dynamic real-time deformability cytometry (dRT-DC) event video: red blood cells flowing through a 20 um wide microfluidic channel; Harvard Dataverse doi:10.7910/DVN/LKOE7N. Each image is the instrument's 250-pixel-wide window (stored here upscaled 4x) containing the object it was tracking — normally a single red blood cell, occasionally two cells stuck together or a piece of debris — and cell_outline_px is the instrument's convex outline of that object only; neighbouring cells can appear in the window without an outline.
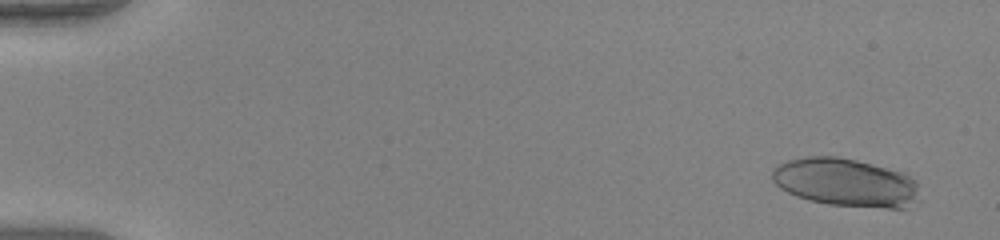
{"species": "human", "species_latin": "Homo sapiens", "temperature_condition": "warm", "stored_images_in_passage": 52, "camera_frame_rate_fps": 3000, "um_per_image_px": 0.085, "donor": {"sex": "female"}, "frame": {"image": 1, "passage_image": 3, "time_ms": 0.667, "image_size_px": [1000, 240], "cell_outline_px": [[920, 200], [904, 208], [884, 208], [828, 204], [808, 200], [796, 196], [780, 188], [772, 180], [772, 168], [776, 164], [788, 160], [804, 156], [836, 156], [856, 160], [904, 172], [916, 184]], "centroid_in_image_um": [71.85, 15.5], "position_along_channel_um": 13.2, "area_um2": 41.62}}
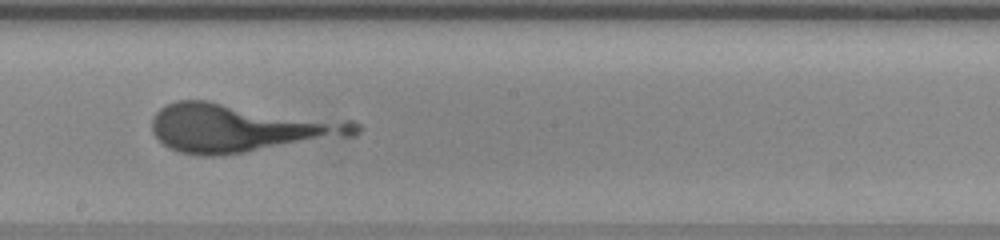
{"frame": {"image": 2, "passage_image": 31, "time_ms": 10.0, "image_size_px": [1000, 240], "cell_outline_px": [[364, 128], [356, 136], [244, 152], [212, 156], [204, 156], [180, 152], [168, 148], [152, 132], [152, 116], [160, 108], [176, 100], [208, 100], [352, 120], [360, 124]], "centroid_in_image_um": [20.5, 10.86], "position_along_channel_um": 227.7, "area_um2": 57.92}}
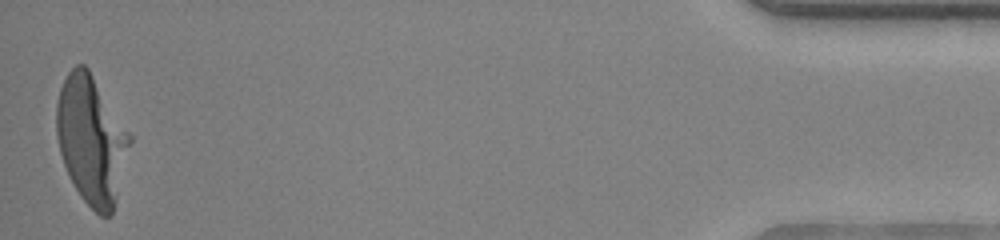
{"frame": {"image": 3, "passage_image": 52, "time_ms": 17.0, "image_size_px": [1000, 240], "cell_outline_px": [[132, 140], [112, 216], [100, 216], [80, 196], [68, 176], [60, 152], [56, 136], [56, 104], [60, 88], [68, 72], [76, 64], [84, 64], [88, 68], [132, 136]], "centroid_in_image_um": [7.76, 11.9], "position_along_channel_um": 427.4, "area_um2": 54.62}}